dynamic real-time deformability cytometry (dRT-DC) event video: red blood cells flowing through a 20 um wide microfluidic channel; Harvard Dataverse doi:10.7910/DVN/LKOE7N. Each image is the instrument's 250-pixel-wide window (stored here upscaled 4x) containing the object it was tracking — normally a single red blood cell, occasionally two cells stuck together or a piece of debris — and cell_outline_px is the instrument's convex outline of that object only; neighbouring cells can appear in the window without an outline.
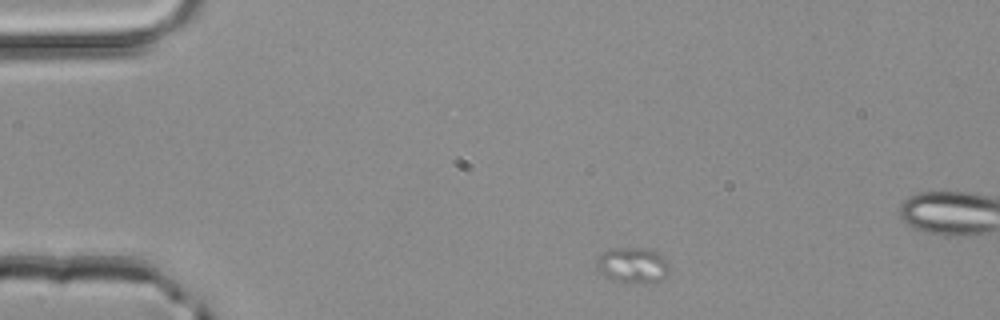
{"species": "common noctule bat (a hibernating species)", "species_latin": "Nyctalus noctula", "temperature_condition": "room temperature", "stored_images_in_passage": 3, "segment_of_instrument_passage": [1, 2], "camera_frame_rate_fps": 3000, "um_per_image_px": 0.085, "animal": {"sex": "male", "body_mass_g": 20.4}, "frame": {"image": 1, "passage_image": 1, "time_ms": 0.0, "image_size_px": [1000, 320], "cell_outline_px": [[668, 272], [660, 280], [644, 284], [612, 280], [600, 272], [596, 264], [596, 256], [600, 252], [612, 248], [644, 248], [656, 252], [664, 256], [668, 260]], "centroid_in_image_um": [53.75, 22.53], "position_along_channel_um": 31.2, "area_um2": 15.26}}